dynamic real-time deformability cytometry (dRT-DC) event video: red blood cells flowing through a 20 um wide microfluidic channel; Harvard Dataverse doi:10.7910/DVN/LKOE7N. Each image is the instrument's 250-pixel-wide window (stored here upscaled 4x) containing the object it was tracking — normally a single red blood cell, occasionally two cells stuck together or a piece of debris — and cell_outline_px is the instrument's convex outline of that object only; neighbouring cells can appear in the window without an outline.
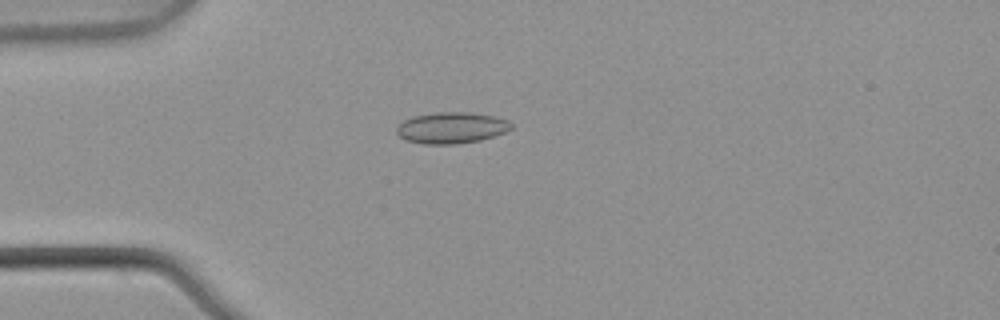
{"species": "common noctule bat (a hibernating species)", "species_latin": "Nyctalus noctula", "temperature_condition": "warm", "stored_images_in_passage": 3, "camera_frame_rate_fps": 3000, "um_per_image_px": 0.085, "animal": {"sex": "male", "body_mass_g": 21.5, "forearm_length_mm": 52.0}, "frame": {"image": 1, "passage_image": 3, "time_ms": 0.667, "image_size_px": [1000, 320], "cell_outline_px": [[512, 128], [504, 132], [480, 140], [456, 144], [424, 144], [408, 140], [400, 136], [396, 132], [396, 128], [404, 120], [416, 116], [436, 112], [468, 112], [492, 116], [508, 120], [512, 124]], "centroid_in_image_um": [38.38, 10.86], "position_along_channel_um": 46.6, "area_um2": 20.58}}